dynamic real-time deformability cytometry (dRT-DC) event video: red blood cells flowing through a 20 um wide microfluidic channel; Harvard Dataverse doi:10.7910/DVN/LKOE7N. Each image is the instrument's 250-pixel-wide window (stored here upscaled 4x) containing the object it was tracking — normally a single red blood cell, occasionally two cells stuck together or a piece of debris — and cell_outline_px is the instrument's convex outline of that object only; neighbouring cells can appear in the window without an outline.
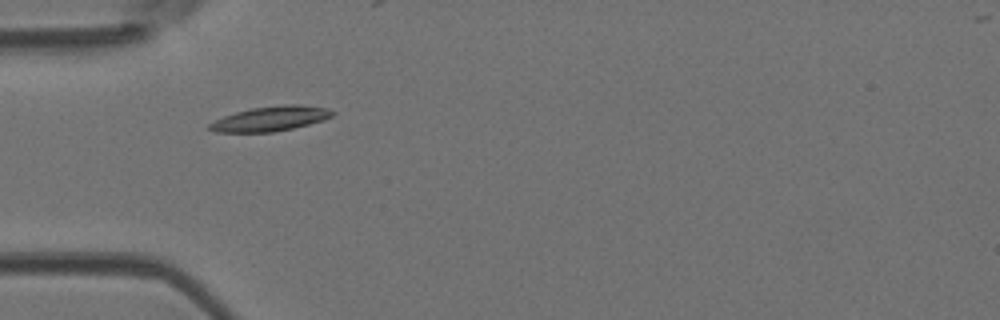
{"species": "Egyptian fruit bat (a non-hibernating species)", "species_latin": "Rousettus aegyptiacus", "temperature_condition": "room temperature", "stored_images_in_passage": 6, "camera_frame_rate_fps": 3000, "um_per_image_px": 0.085, "animal": {"sex": "female"}, "frame": {"image": 1, "passage_image": 4, "time_ms": 1.0, "image_size_px": [1000, 320], "cell_outline_px": [[336, 112], [332, 116], [324, 120], [292, 128], [272, 132], [216, 132], [204, 128], [208, 124], [224, 116], [236, 112], [252, 108], [284, 104], [300, 104], [328, 108]], "centroid_in_image_um": [22.99, 10.08], "position_along_channel_um": 62.0, "area_um2": 17.8}}
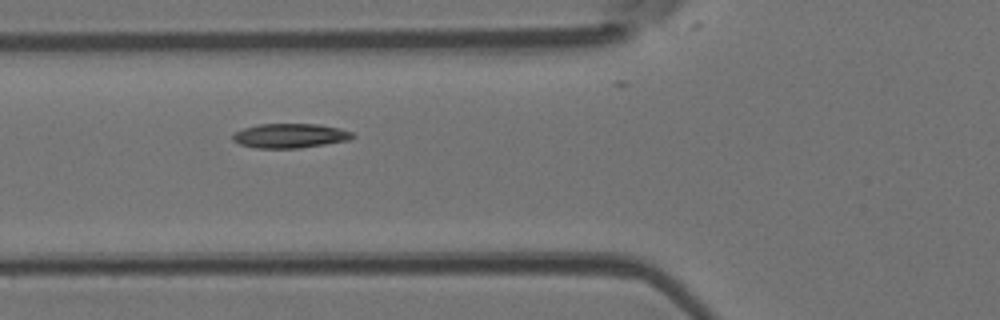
{"frame": {"image": 2, "passage_image": 5, "time_ms": 1.333, "image_size_px": [1000, 320], "cell_outline_px": [[356, 136], [348, 140], [300, 148], [256, 148], [240, 144], [232, 140], [232, 132], [244, 128], [260, 124], [320, 124], [340, 128], [352, 132]], "centroid_in_image_um": [24.64, 11.53], "position_along_channel_um": 101.2, "area_um2": 17.11}}
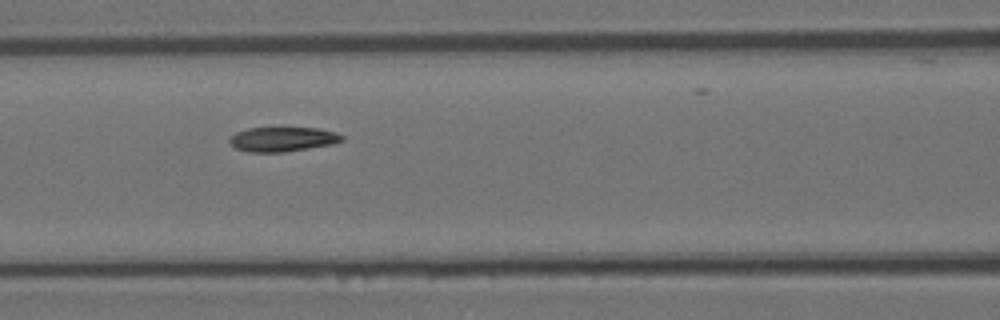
{"frame": {"image": 3, "passage_image": 6, "time_ms": 1.667, "image_size_px": [1000, 320], "cell_outline_px": [[344, 140], [332, 144], [284, 152], [248, 152], [236, 148], [228, 140], [236, 132], [248, 128], [276, 124], [280, 124], [320, 128], [336, 132], [344, 136]], "centroid_in_image_um": [24.04, 11.76], "position_along_channel_um": 142.6, "area_um2": 17.11}}